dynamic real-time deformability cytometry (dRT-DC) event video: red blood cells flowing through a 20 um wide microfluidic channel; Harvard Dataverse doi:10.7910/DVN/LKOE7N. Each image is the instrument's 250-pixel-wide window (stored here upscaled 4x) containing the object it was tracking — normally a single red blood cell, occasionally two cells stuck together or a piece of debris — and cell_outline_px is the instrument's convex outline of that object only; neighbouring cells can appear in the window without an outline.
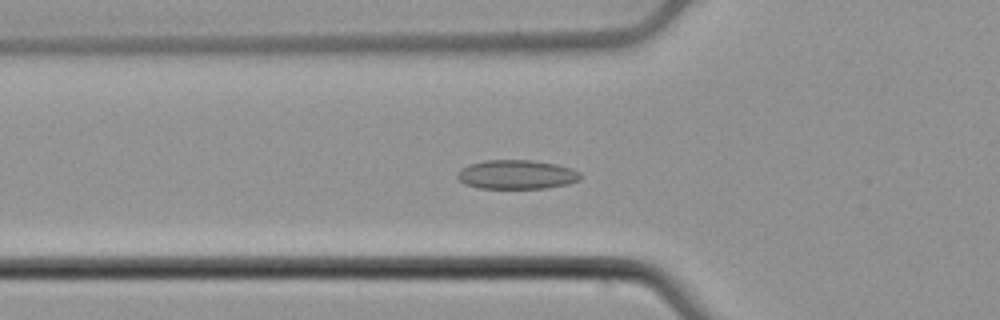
{"species": "common noctule bat (a hibernating species)", "species_latin": "Nyctalus noctula", "temperature_condition": "cold", "stored_images_in_passage": 55, "camera_frame_rate_fps": 3000, "um_per_image_px": 0.085, "animal": {"sex": "male", "body_mass_g": 21.5, "forearm_length_mm": 52.0}, "frame": {"image": 1, "passage_image": 20, "time_ms": 6.333, "image_size_px": [1000, 320], "cell_outline_px": [[580, 180], [568, 184], [548, 188], [480, 188], [464, 184], [456, 176], [456, 172], [460, 168], [468, 164], [484, 160], [532, 160], [556, 164], [580, 172]], "centroid_in_image_um": [43.87, 14.83], "position_along_channel_um": 81.9, "area_um2": 20.98}}
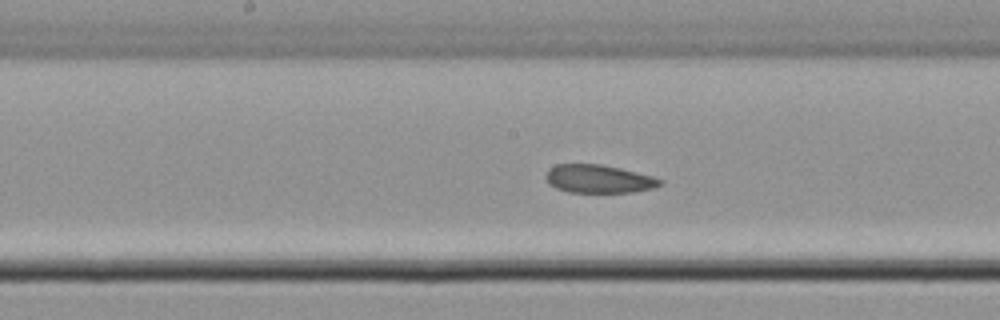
{"frame": {"image": 2, "passage_image": 29, "time_ms": 9.333, "image_size_px": [1000, 320], "cell_outline_px": [[664, 184], [652, 188], [632, 192], [568, 192], [556, 188], [548, 184], [544, 176], [548, 168], [556, 164], [600, 164], [620, 168], [652, 176], [664, 180]], "centroid_in_image_um": [50.86, 15.2], "position_along_channel_um": 197.3, "area_um2": 18.9}}
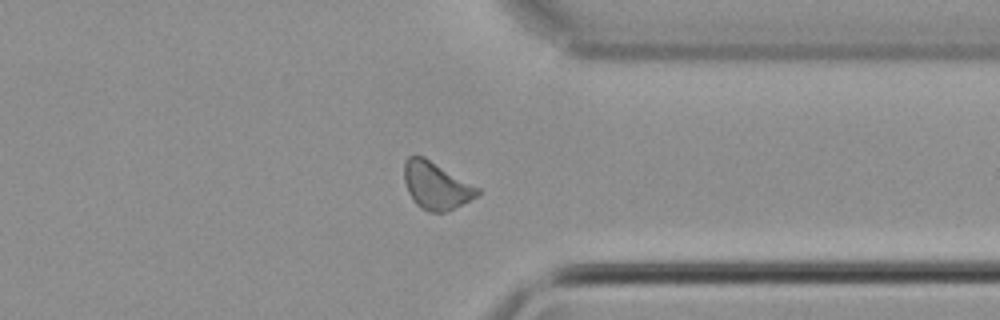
{"frame": {"image": 3, "passage_image": 43, "time_ms": 14.0, "image_size_px": [1000, 320], "cell_outline_px": [[480, 192], [476, 196], [444, 212], [428, 212], [420, 208], [412, 200], [408, 192], [404, 180], [404, 164], [408, 156], [424, 156], [480, 188]], "centroid_in_image_um": [37.03, 15.76], "position_along_channel_um": 374.4, "area_um2": 20.0}, "authors_computed_cell_mechanics": {"area_um2": 20.1144, "velocity_mm_per_s": 3.8531, "shape_relaxation_time_tau1_ms": null, "shape_relaxation_time_tau2_ms": 6.9734, "deformation_change_tau1": null, "deformation_change_tau2": 0.1149}}